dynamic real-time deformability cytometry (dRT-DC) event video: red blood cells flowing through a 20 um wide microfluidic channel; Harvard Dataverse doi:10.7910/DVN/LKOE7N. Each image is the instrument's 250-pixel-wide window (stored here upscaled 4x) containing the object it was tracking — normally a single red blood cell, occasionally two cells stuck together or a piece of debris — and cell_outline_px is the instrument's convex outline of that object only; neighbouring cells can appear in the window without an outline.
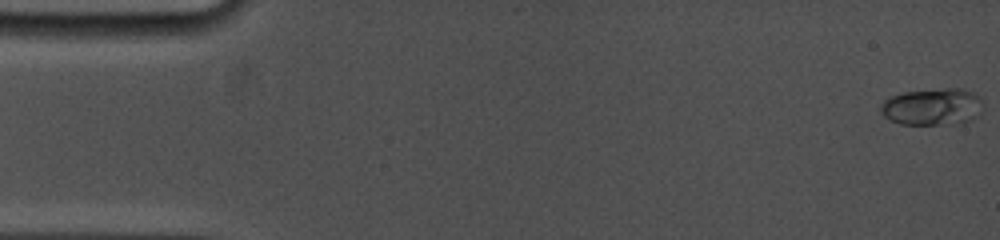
{"species": "common noctule bat (a hibernating species)", "species_latin": "Nyctalus noctula", "temperature_condition": "cold", "stored_images_in_passage": 69, "camera_frame_rate_fps": 5000, "um_per_image_px": 0.085, "animal": {"sex": "female", "body_mass_g": 19.0, "forearm_length_mm": 53.3}, "frame": {"image": 1, "passage_image": 1, "time_ms": 0.0, "image_size_px": [1000, 240], "cell_outline_px": [[984, 104], [980, 112], [972, 120], [956, 124], [900, 124], [884, 116], [880, 112], [880, 104], [888, 96], [904, 92], [948, 88], [964, 88], [976, 92], [984, 100]], "centroid_in_image_um": [79.3, 9.06], "position_along_channel_um": 5.7, "area_um2": 22.48}}
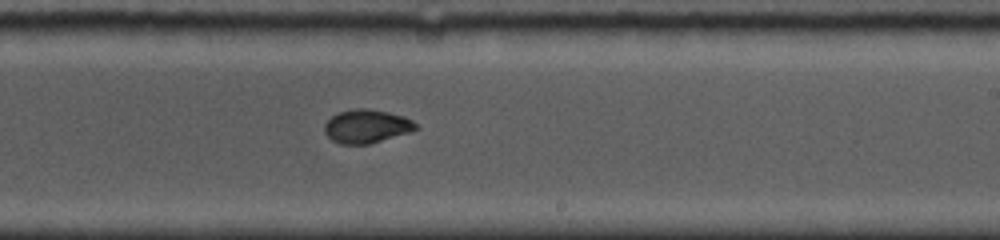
{"frame": {"image": 2, "passage_image": 39, "time_ms": 10.2, "image_size_px": [1000, 240], "cell_outline_px": [[420, 128], [408, 132], [368, 144], [340, 144], [332, 140], [324, 132], [324, 124], [336, 112], [356, 108], [368, 108], [388, 112], [404, 116], [412, 120]], "centroid_in_image_um": [31.13, 10.72], "position_along_channel_um": 257.9, "area_um2": 17.8}}
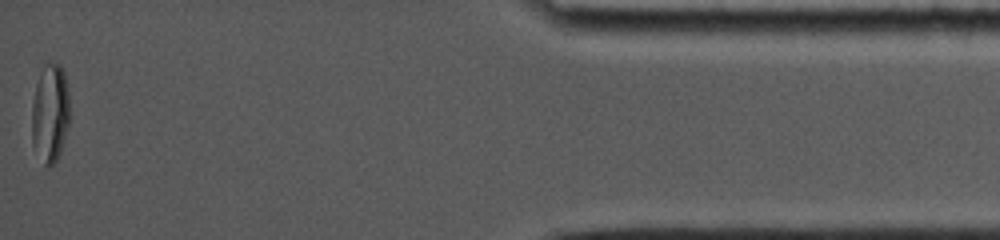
{"frame": {"image": 3, "passage_image": 69, "time_ms": 16.4, "image_size_px": [1000, 240], "cell_outline_px": [[68, 124], [60, 152], [56, 160], [48, 168], [44, 164], [32, 144], [32, 100], [36, 84], [44, 64], [60, 64], [64, 72], [68, 92]], "centroid_in_image_um": [4.24, 9.62], "position_along_channel_um": 431.0, "area_um2": 21.44}, "authors_computed_cell_mechanics": {"area_um2": 18.3804, "velocity_mm_per_s": 3.8068, "shape_relaxation_time_tau1_ms": 5.2483, "shape_relaxation_time_tau2_ms": null, "deformation_change_tau1": 0.1827, "deformation_change_tau2": null}}